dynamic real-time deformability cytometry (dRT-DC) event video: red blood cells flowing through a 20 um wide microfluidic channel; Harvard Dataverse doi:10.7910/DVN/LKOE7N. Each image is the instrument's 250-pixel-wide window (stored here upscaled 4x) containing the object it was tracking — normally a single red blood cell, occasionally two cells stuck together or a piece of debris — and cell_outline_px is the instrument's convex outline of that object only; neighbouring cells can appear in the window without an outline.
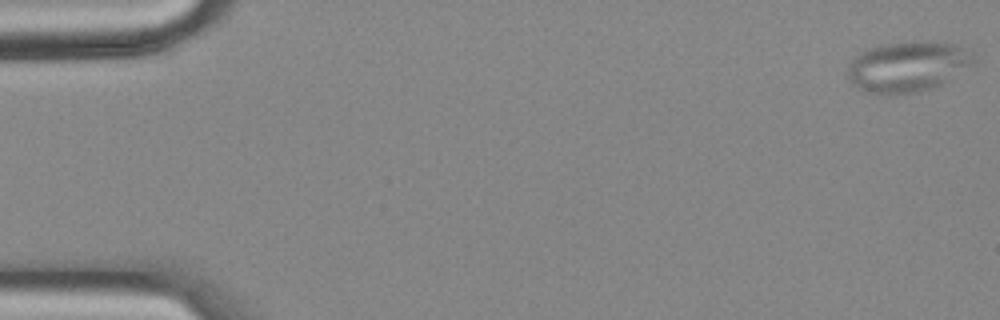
{"species": "common noctule bat (a hibernating species)", "species_latin": "Nyctalus noctula", "temperature_condition": "cold", "stored_images_in_passage": 57, "camera_frame_rate_fps": 3000, "um_per_image_px": 0.085, "animal": {"sex": "female", "body_mass_g": 18.4}, "frame": {"image": 1, "passage_image": 1, "time_ms": 0.0, "image_size_px": [1000, 320], "cell_outline_px": [[976, 52], [972, 64], [940, 84], [932, 88], [916, 92], [868, 92], [852, 84], [848, 80], [848, 68], [852, 60], [860, 52], [868, 48], [888, 44], [928, 40], [936, 40], [956, 44]], "centroid_in_image_um": [77.19, 5.61], "position_along_channel_um": 7.8, "area_um2": 36.53}}
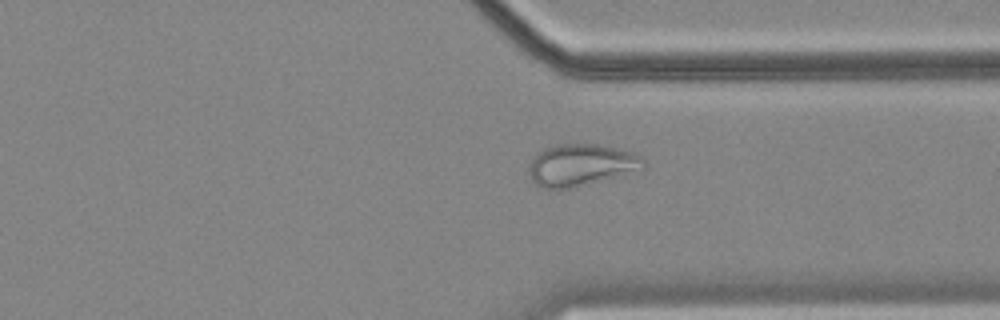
{"frame": {"image": 2, "passage_image": 43, "time_ms": 14.0, "image_size_px": [1000, 320], "cell_outline_px": [[644, 168], [640, 172], [572, 188], [540, 188], [532, 180], [528, 172], [528, 168], [536, 152], [544, 148], [560, 144], [596, 144], [632, 152], [640, 156], [644, 160]], "centroid_in_image_um": [49.41, 14.04], "position_along_channel_um": 362.0, "area_um2": 28.32}}
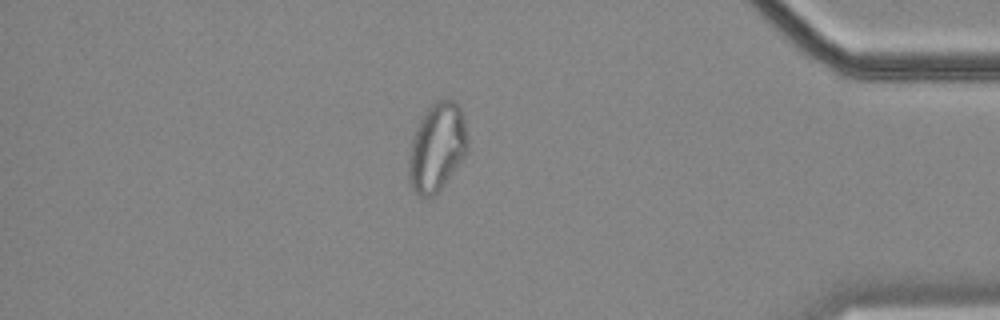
{"frame": {"image": 3, "passage_image": 49, "time_ms": 16.0, "image_size_px": [1000, 320], "cell_outline_px": [[468, 148], [464, 156], [444, 184], [428, 200], [420, 196], [412, 188], [408, 180], [408, 160], [412, 140], [416, 128], [420, 120], [428, 108], [436, 100], [448, 96], [456, 100], [460, 108], [464, 120]], "centroid_in_image_um": [37.13, 12.49], "position_along_channel_um": 398.1, "area_um2": 30.29}}